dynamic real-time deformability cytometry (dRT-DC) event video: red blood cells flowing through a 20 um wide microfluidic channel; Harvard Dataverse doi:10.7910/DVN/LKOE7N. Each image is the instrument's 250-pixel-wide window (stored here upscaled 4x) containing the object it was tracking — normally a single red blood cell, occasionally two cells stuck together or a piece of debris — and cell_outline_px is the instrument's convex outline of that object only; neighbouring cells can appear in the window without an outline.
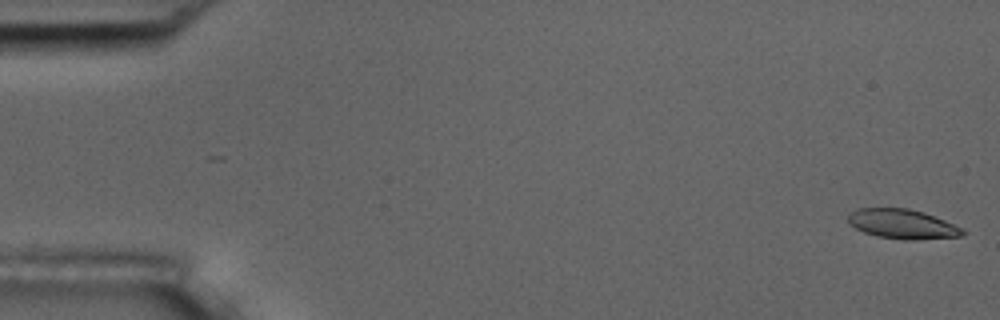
{"species": "common noctule bat (a hibernating species)", "species_latin": "Nyctalus noctula", "temperature_condition": "room temperature", "stored_images_in_passage": 6, "camera_frame_rate_fps": 3000, "um_per_image_px": 0.085, "animal": {"sex": "male", "body_mass_g": 17.5, "forearm_length_mm": 52.3}, "frame": {"image": 1, "passage_image": 1, "time_ms": 0.0, "image_size_px": [1000, 320], "cell_outline_px": [[968, 232], [960, 236], [908, 240], [904, 240], [876, 236], [864, 232], [848, 224], [848, 212], [856, 208], [908, 208], [924, 212], [964, 228]], "centroid_in_image_um": [76.68, 19.03], "position_along_channel_um": 8.3, "area_um2": 19.88}}
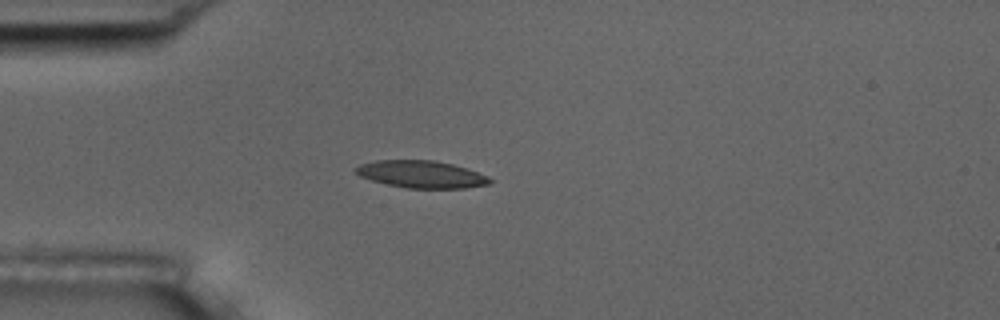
{"frame": {"image": 2, "passage_image": 5, "time_ms": 4.667, "image_size_px": [1000, 320], "cell_outline_px": [[492, 180], [488, 184], [464, 188], [408, 188], [388, 184], [372, 180], [360, 176], [352, 168], [360, 164], [376, 160], [432, 160], [452, 164], [488, 176]], "centroid_in_image_um": [35.77, 14.81], "position_along_channel_um": 49.2, "area_um2": 21.04}}